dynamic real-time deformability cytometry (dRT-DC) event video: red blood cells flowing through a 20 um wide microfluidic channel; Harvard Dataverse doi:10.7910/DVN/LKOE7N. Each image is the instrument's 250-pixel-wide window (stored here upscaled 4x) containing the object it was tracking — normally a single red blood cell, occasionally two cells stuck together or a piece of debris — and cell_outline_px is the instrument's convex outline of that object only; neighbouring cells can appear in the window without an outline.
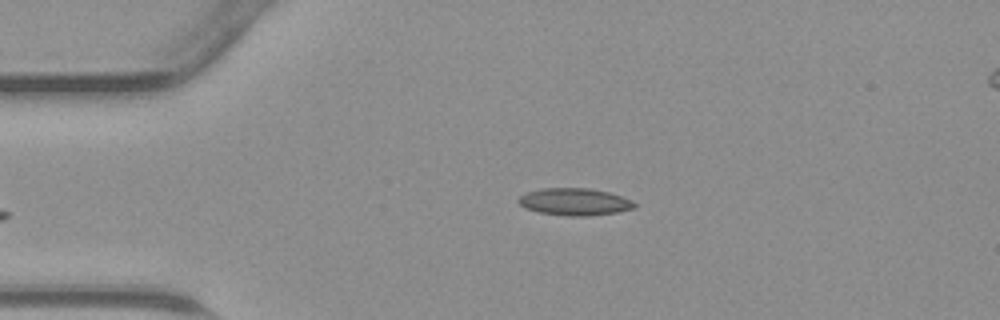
{"species": "common noctule bat (a hibernating species)", "species_latin": "Nyctalus noctula", "temperature_condition": "warm", "stored_images_in_passage": 36, "camera_frame_rate_fps": 3000, "um_per_image_px": 0.085, "animal": {"sex": "male", "body_mass_g": 23.1, "forearm_length_mm": 52.7}, "frame": {"image": 1, "passage_image": 1, "time_ms": 0.0, "image_size_px": [1000, 320], "cell_outline_px": [[636, 208], [616, 212], [588, 216], [568, 216], [540, 212], [528, 208], [520, 204], [516, 200], [520, 196], [528, 192], [540, 188], [588, 188], [608, 192], [632, 200], [636, 204]], "centroid_in_image_um": [48.86, 17.15], "position_along_channel_um": 36.1, "area_um2": 18.21}}
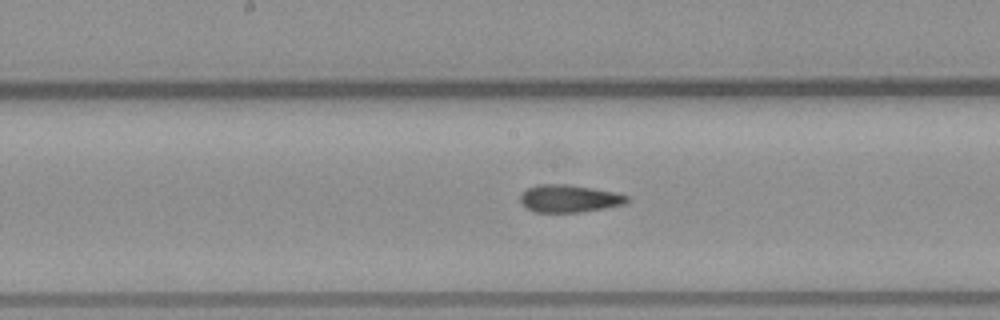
{"frame": {"image": 2, "passage_image": 14, "time_ms": 4.333, "image_size_px": [1000, 320], "cell_outline_px": [[628, 200], [624, 204], [604, 208], [580, 212], [536, 212], [520, 204], [520, 196], [528, 188], [536, 184], [564, 184], [592, 188], [616, 192], [628, 196]], "centroid_in_image_um": [48.36, 16.87], "position_along_channel_um": 199.8, "area_um2": 16.99}}
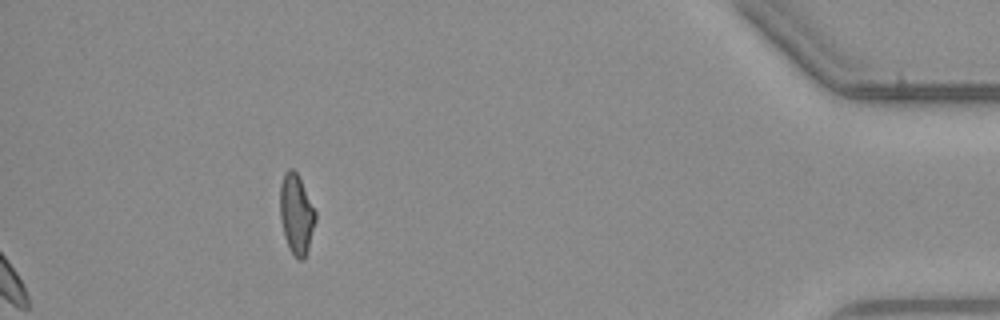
{"frame": {"image": 3, "passage_image": 32, "time_ms": 10.333, "image_size_px": [1000, 320], "cell_outline_px": [[316, 220], [308, 248], [304, 260], [296, 260], [288, 248], [284, 236], [280, 220], [280, 184], [284, 172], [288, 168], [292, 168], [296, 172], [316, 212]], "centroid_in_image_um": [25.17, 18.24], "position_along_channel_um": 410.0, "area_um2": 16.59}}